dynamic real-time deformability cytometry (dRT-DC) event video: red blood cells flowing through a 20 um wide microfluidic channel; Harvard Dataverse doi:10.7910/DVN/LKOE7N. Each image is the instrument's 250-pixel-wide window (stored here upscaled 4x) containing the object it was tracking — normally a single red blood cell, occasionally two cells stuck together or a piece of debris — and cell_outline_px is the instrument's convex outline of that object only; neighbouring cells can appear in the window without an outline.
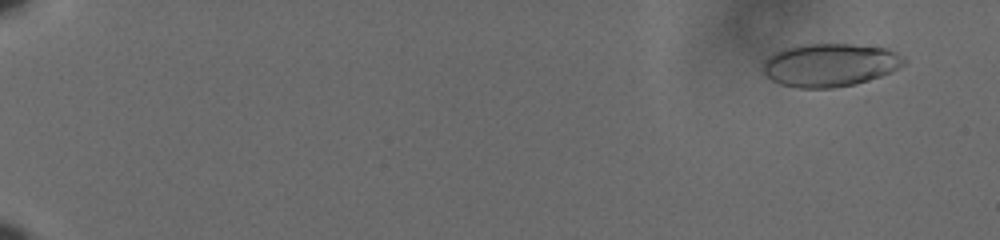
{"species": "human", "species_latin": "Homo sapiens", "temperature_condition": "cold", "stored_images_in_passage": 61, "camera_frame_rate_fps": 3000, "um_per_image_px": 0.085, "donor": {"sex": "male"}, "frame": {"image": 1, "passage_image": 5, "time_ms": 1.333, "image_size_px": [1000, 240], "cell_outline_px": [[908, 60], [900, 68], [892, 72], [856, 84], [832, 88], [796, 88], [780, 84], [772, 80], [760, 68], [764, 60], [772, 52], [784, 48], [800, 44], [852, 44], [888, 48], [904, 56]], "centroid_in_image_um": [70.54, 5.51], "position_along_channel_um": 14.5, "area_um2": 36.01}}
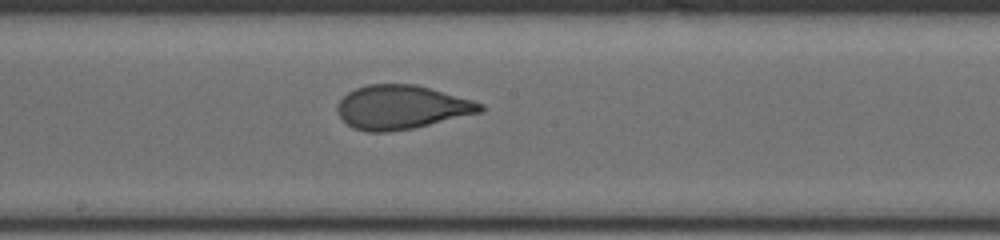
{"frame": {"image": 2, "passage_image": 37, "time_ms": 12.0, "image_size_px": [1000, 240], "cell_outline_px": [[484, 108], [480, 112], [412, 128], [388, 132], [368, 132], [352, 128], [336, 112], [336, 104], [348, 92], [356, 88], [368, 84], [416, 84], [472, 100], [484, 104]], "centroid_in_image_um": [34.08, 9.11], "position_along_channel_um": 214.1, "area_um2": 36.3}}
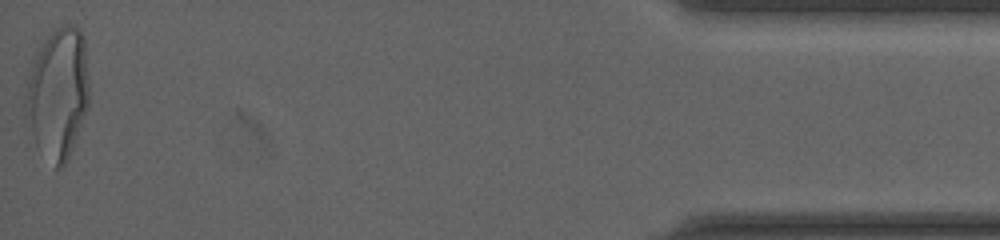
{"frame": {"image": 3, "passage_image": 61, "time_ms": 20.0, "image_size_px": [1000, 240], "cell_outline_px": [[88, 108], [68, 160], [60, 168], [56, 168], [36, 148], [24, 120], [24, 96], [32, 56], [36, 48], [56, 28], [68, 24], [76, 24], [80, 28], [84, 36], [88, 80]], "centroid_in_image_um": [4.87, 7.94], "position_along_channel_um": 430.3, "area_um2": 49.77}, "authors_computed_cell_mechanics": {"area_um2": 36.125, "velocity_mm_per_s": 3.621, "shape_relaxation_time_tau1_ms": 6.1963, "shape_relaxation_time_tau2_ms": 0.7051, "deformation_change_tau1": 0.1859, "deformation_change_tau2": 0.0535}}